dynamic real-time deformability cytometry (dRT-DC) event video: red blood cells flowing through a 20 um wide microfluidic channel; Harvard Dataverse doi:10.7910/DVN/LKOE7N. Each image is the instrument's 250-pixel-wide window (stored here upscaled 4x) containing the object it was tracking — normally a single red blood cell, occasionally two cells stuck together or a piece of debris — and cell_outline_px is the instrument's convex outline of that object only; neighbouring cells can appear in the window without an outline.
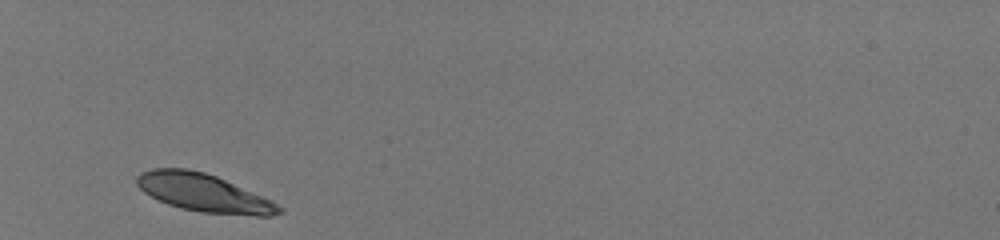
{"species": "human", "species_latin": "Homo sapiens", "temperature_condition": "room temperature", "stored_images_in_passage": 28, "camera_frame_rate_fps": 3000, "um_per_image_px": 0.085, "donor": {"sex": "male"}, "frame": {"image": 1, "passage_image": 1, "time_ms": 0.0, "image_size_px": [1000, 240], "cell_outline_px": [[284, 212], [272, 216], [256, 216], [200, 212], [168, 204], [144, 192], [136, 184], [136, 176], [140, 172], [152, 168], [188, 168], [204, 172], [216, 176], [272, 200], [284, 208]], "centroid_in_image_um": [17.34, 16.39], "position_along_channel_um": 67.7, "area_um2": 31.44}}
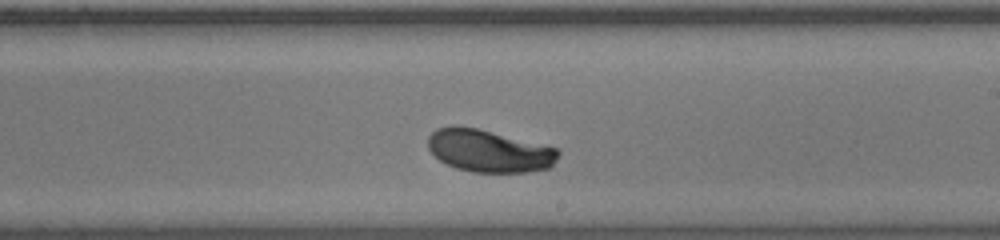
{"frame": {"image": 2, "passage_image": 16, "time_ms": 5.0, "image_size_px": [1000, 240], "cell_outline_px": [[560, 152], [556, 160], [548, 168], [528, 172], [472, 172], [456, 168], [440, 160], [428, 148], [428, 136], [436, 128], [452, 124], [456, 124], [476, 128], [556, 148]], "centroid_in_image_um": [41.51, 12.81], "position_along_channel_um": 247.5, "area_um2": 32.02}}
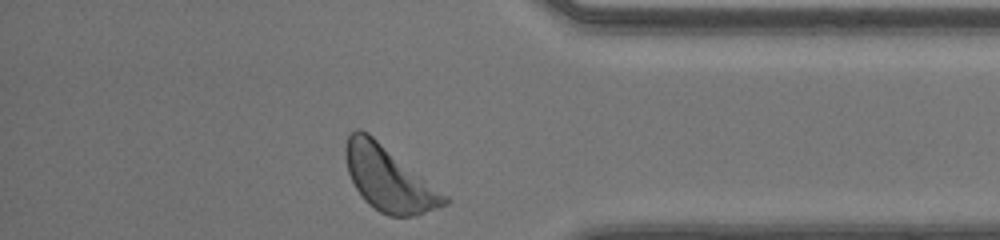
{"frame": {"image": 3, "passage_image": 28, "time_ms": 9.0, "image_size_px": [1000, 240], "cell_outline_px": [[452, 200], [448, 204], [416, 216], [388, 216], [380, 212], [368, 204], [364, 200], [356, 188], [348, 172], [344, 156], [344, 148], [348, 136], [356, 128], [360, 128], [368, 132], [448, 196]], "centroid_in_image_um": [33.04, 15.19], "position_along_channel_um": 402.2, "area_um2": 37.22}, "authors_computed_cell_mechanics": {"area_um2": 32.5125, "velocity_mm_per_s": 4.0433, "shape_relaxation_time_tau1_ms": 1.7056, "shape_relaxation_time_tau2_ms": null, "deformation_change_tau1": 0.126, "deformation_change_tau2": null}}